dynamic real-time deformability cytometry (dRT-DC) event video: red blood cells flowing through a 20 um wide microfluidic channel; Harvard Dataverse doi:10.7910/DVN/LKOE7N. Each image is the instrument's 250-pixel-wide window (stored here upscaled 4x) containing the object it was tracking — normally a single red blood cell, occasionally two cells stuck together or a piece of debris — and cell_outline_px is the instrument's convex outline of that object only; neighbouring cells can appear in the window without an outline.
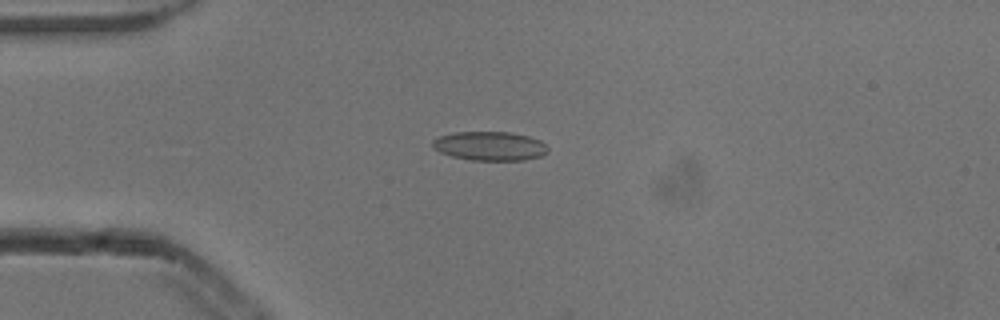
{"species": "common noctule bat (a hibernating species)", "species_latin": "Nyctalus noctula", "temperature_condition": "cold", "stored_images_in_passage": 5, "camera_frame_rate_fps": 3000, "um_per_image_px": 0.085, "animal": {"sex": "male", "body_mass_g": 13.3}, "frame": {"image": 1, "passage_image": 4, "time_ms": 1.0, "image_size_px": [1000, 320], "cell_outline_px": [[548, 152], [540, 156], [524, 160], [472, 160], [452, 156], [440, 152], [432, 144], [432, 140], [440, 136], [456, 132], [508, 132], [528, 136], [540, 140], [548, 148]], "centroid_in_image_um": [41.65, 12.41], "position_along_channel_um": 43.3, "area_um2": 19.31}}
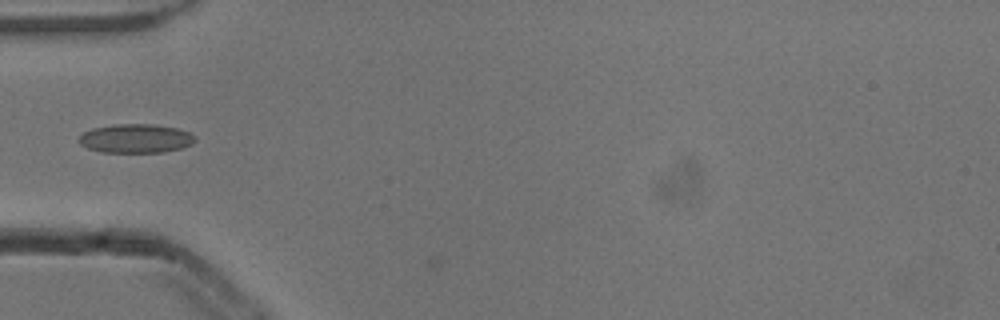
{"frame": {"image": 2, "passage_image": 5, "time_ms": 1.333, "image_size_px": [1000, 320], "cell_outline_px": [[196, 140], [192, 144], [180, 148], [164, 152], [104, 152], [88, 148], [80, 144], [76, 140], [84, 132], [92, 128], [116, 124], [152, 124], [176, 128], [188, 132]], "centroid_in_image_um": [11.5, 11.77], "position_along_channel_um": 73.5, "area_um2": 19.42}}